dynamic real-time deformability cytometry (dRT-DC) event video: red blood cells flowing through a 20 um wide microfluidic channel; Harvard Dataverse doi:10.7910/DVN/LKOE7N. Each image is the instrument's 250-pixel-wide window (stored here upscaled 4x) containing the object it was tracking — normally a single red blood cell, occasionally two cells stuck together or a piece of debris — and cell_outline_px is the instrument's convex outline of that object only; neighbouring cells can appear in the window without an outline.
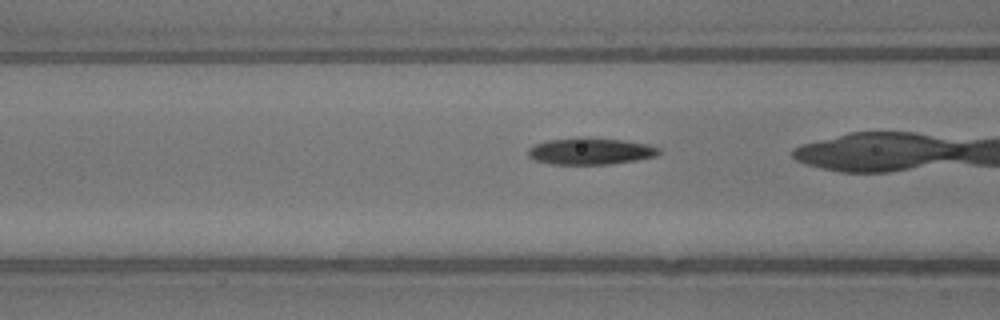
{"species": "common noctule bat (a hibernating species)", "species_latin": "Nyctalus noctula", "temperature_condition": "warm", "stored_images_in_passage": 27, "camera_frame_rate_fps": 3000, "um_per_image_px": 0.085, "animal": {"sex": "male", "body_mass_g": 13.3}, "frame": {"image": 1, "passage_image": 8, "time_ms": 2.333, "image_size_px": [1000, 320], "cell_outline_px": [[660, 152], [656, 156], [636, 160], [612, 164], [552, 164], [532, 160], [528, 156], [528, 148], [532, 144], [548, 140], [576, 136], [588, 136], [624, 140], [648, 144], [660, 148]], "centroid_in_image_um": [50.15, 12.83], "position_along_channel_um": 116.5, "area_um2": 20.92}}
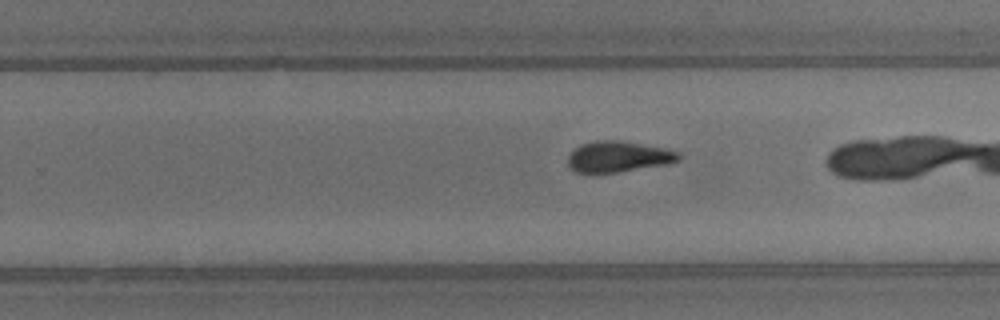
{"frame": {"image": 2, "passage_image": 20, "time_ms": 6.333, "image_size_px": [1000, 320], "cell_outline_px": [[680, 160], [668, 164], [592, 176], [576, 172], [568, 164], [568, 156], [580, 144], [596, 140], [620, 140], [664, 148], [680, 152]], "centroid_in_image_um": [52.53, 13.34], "position_along_channel_um": 277.3, "area_um2": 20.4}}